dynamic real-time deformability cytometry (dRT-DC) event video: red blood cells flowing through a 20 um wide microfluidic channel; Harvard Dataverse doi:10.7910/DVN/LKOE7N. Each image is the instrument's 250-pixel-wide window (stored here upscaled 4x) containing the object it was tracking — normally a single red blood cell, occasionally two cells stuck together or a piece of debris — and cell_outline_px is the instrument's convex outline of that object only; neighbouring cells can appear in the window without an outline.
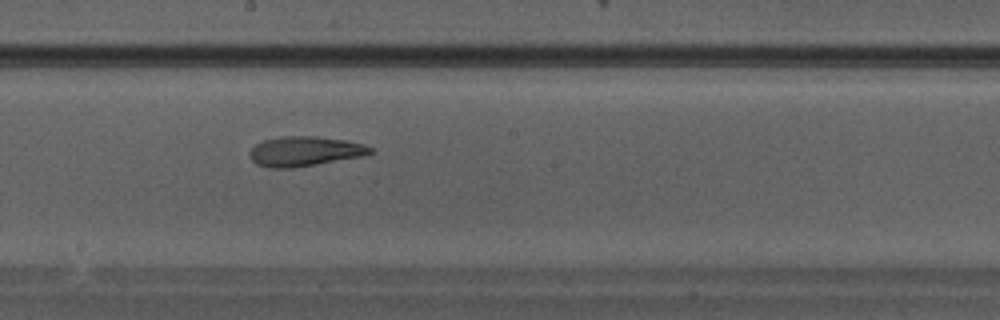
{"species": "Egyptian fruit bat (a non-hibernating species)", "species_latin": "Rousettus aegyptiacus", "temperature_condition": "warm", "stored_images_in_passage": 28, "camera_frame_rate_fps": 3000, "um_per_image_px": 0.085, "animal": {"sex": "male"}, "frame": {"image": 1, "passage_image": 13, "time_ms": 4.0, "image_size_px": [1000, 320], "cell_outline_px": [[372, 152], [368, 156], [292, 168], [268, 168], [256, 164], [248, 156], [248, 152], [256, 144], [264, 140], [280, 136], [316, 136], [344, 140], [364, 144], [372, 148]], "centroid_in_image_um": [25.9, 12.87], "position_along_channel_um": 222.3, "area_um2": 21.21}}